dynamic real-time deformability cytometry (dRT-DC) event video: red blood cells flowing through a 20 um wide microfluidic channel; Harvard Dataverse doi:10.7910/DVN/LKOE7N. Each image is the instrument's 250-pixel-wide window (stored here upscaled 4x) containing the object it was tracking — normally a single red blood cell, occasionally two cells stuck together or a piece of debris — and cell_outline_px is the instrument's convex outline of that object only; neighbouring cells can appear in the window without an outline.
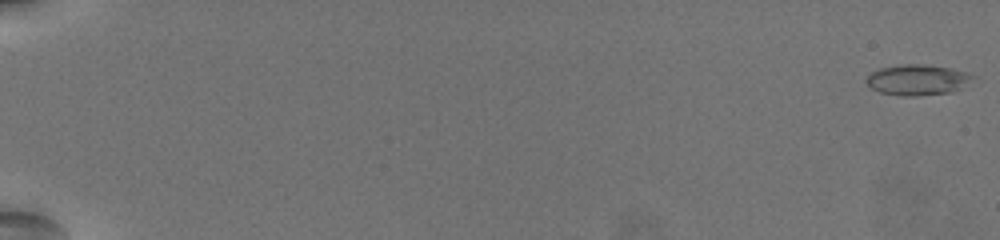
{"species": "common noctule bat (a hibernating species)", "species_latin": "Nyctalus noctula", "temperature_condition": "warm", "stored_images_in_passage": 63, "camera_frame_rate_fps": 3000, "um_per_image_px": 0.085, "animal": {"sex": "female", "body_mass_g": 19.5, "forearm_length_mm": 54.1}, "frame": {"image": 1, "passage_image": 1, "time_ms": 0.0, "image_size_px": [1000, 240], "cell_outline_px": [[976, 76], [956, 88], [948, 92], [916, 96], [900, 96], [880, 92], [872, 88], [864, 80], [872, 72], [880, 68], [900, 64], [924, 64], [948, 68], [964, 72]], "centroid_in_image_um": [77.88, 6.78], "position_along_channel_um": 7.1, "area_um2": 18.5}}
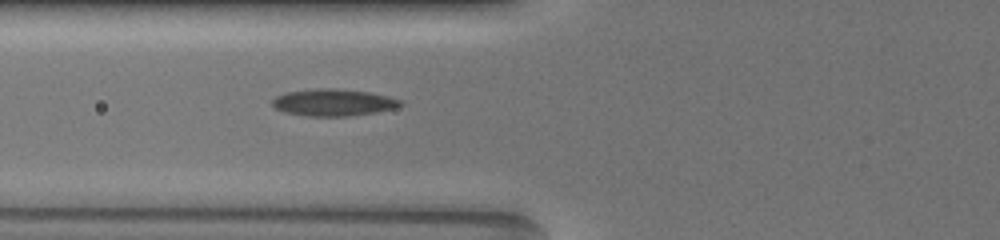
{"frame": {"image": 2, "passage_image": 28, "time_ms": 9.0, "image_size_px": [1000, 240], "cell_outline_px": [[404, 104], [392, 108], [372, 112], [344, 116], [312, 116], [288, 112], [276, 108], [272, 104], [272, 100], [276, 96], [288, 92], [316, 88], [336, 88], [368, 92], [388, 96], [400, 100]], "centroid_in_image_um": [28.32, 8.69], "position_along_channel_um": 97.5, "area_um2": 19.59}}
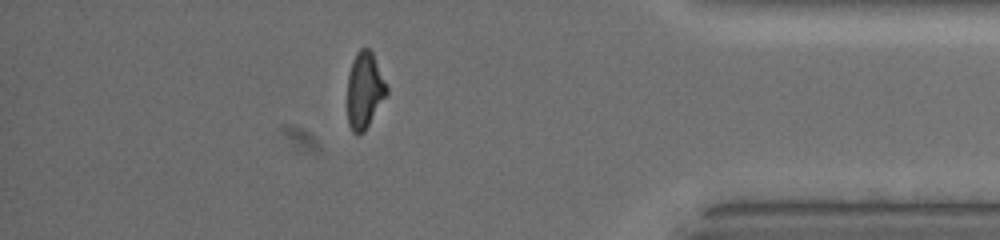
{"frame": {"image": 3, "passage_image": 56, "time_ms": 18.333, "image_size_px": [1000, 240], "cell_outline_px": [[388, 92], [364, 132], [360, 136], [356, 136], [352, 132], [348, 124], [348, 76], [352, 60], [356, 52], [360, 48], [368, 48], [372, 52], [388, 88]], "centroid_in_image_um": [30.97, 7.7], "position_along_channel_um": 404.2, "area_um2": 17.46}, "authors_computed_cell_mechanics": {"area_um2": 18.6694, "velocity_mm_per_s": 3.5674, "shape_relaxation_time_tau1_ms": 8.9976, "shape_relaxation_time_tau2_ms": 2.0583, "deformation_change_tau1": 0.2186, "deformation_change_tau2": 0.0917}}